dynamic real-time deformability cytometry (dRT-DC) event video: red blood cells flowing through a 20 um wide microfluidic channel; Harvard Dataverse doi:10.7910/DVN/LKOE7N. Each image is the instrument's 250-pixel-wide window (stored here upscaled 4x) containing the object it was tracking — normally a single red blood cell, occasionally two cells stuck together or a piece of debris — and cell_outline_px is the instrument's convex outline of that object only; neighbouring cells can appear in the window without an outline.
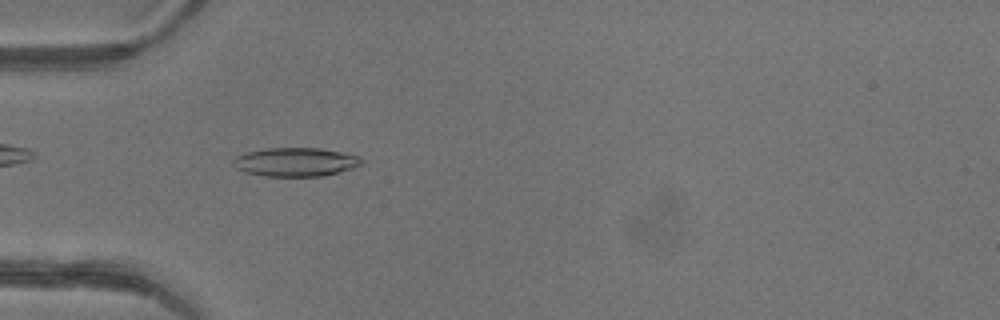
{"species": "common noctule bat (a hibernating species)", "species_latin": "Nyctalus noctula", "temperature_condition": "warm", "stored_images_in_passage": 36, "camera_frame_rate_fps": 3000, "um_per_image_px": 0.085, "animal": {"sex": "female"}, "frame": {"image": 1, "passage_image": 4, "time_ms": 1.0, "image_size_px": [1000, 320], "cell_outline_px": [[364, 160], [360, 164], [352, 168], [324, 176], [264, 176], [248, 172], [236, 168], [232, 160], [236, 156], [248, 152], [264, 148], [320, 148], [340, 152], [356, 156]], "centroid_in_image_um": [25.1, 13.77], "position_along_channel_um": 59.9, "area_um2": 21.21}}
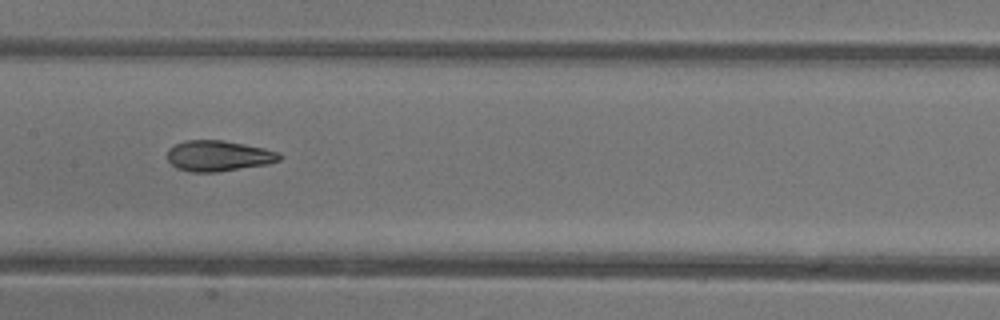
{"frame": {"image": 2, "passage_image": 13, "time_ms": 4.0, "image_size_px": [1000, 320], "cell_outline_px": [[284, 156], [280, 160], [268, 164], [216, 172], [192, 172], [176, 168], [168, 160], [168, 148], [184, 140], [224, 140], [264, 148], [280, 152]], "centroid_in_image_um": [18.59, 13.24], "position_along_channel_um": 188.8, "area_um2": 20.17}}
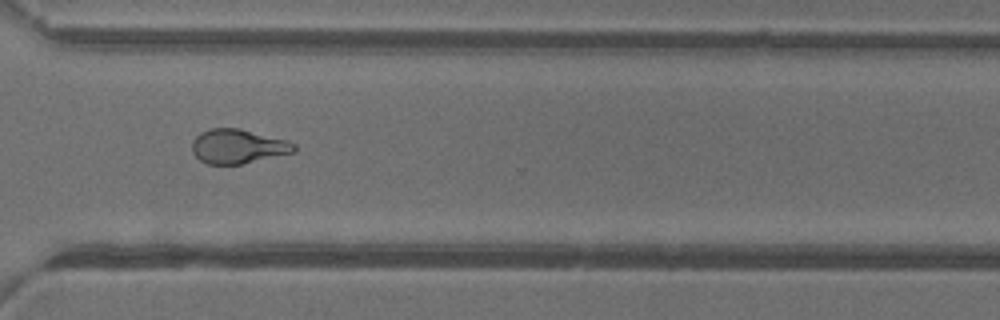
{"frame": {"image": 3, "passage_image": 24, "time_ms": 7.667, "image_size_px": [1000, 320], "cell_outline_px": [[296, 152], [240, 164], [208, 164], [200, 160], [192, 152], [192, 140], [200, 132], [208, 128], [240, 128], [288, 140], [296, 144]], "centroid_in_image_um": [20.23, 12.43], "position_along_channel_um": 350.4, "area_um2": 20.58}, "authors_computed_cell_mechanics": {"area_um2": 20.5768, "velocity_mm_per_s": 4.4229, "shape_relaxation_time_tau1_ms": 4.5588, "shape_relaxation_time_tau2_ms": 1.2147, "deformation_change_tau1": 0.1957, "deformation_change_tau2": 0.094}}